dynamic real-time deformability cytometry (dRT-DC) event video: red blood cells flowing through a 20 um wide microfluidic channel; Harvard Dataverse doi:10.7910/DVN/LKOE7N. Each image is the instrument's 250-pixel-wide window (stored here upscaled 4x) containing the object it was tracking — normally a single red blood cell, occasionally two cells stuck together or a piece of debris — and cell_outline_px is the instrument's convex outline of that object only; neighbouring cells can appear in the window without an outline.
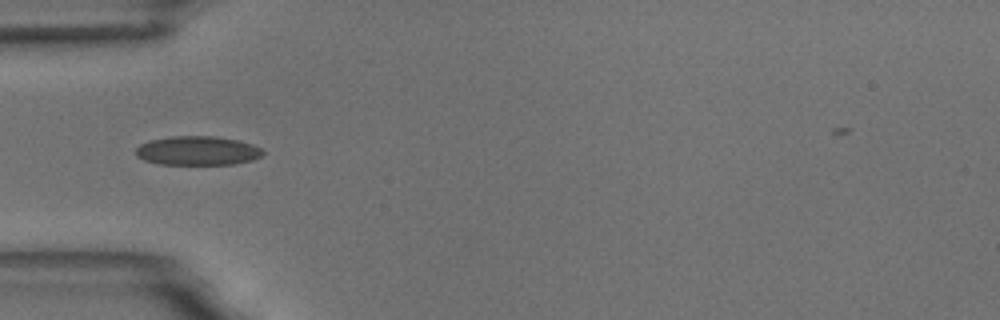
{"species": "common noctule bat (a hibernating species)", "species_latin": "Nyctalus noctula", "temperature_condition": "room temperature", "stored_images_in_passage": 41, "camera_frame_rate_fps": 3000, "um_per_image_px": 0.085, "animal": {"sex": "male", "body_mass_g": 18.8}, "frame": {"image": 1, "passage_image": 1, "time_ms": 0.0, "image_size_px": [1000, 320], "cell_outline_px": [[264, 152], [260, 156], [252, 160], [232, 164], [160, 164], [144, 160], [136, 156], [136, 148], [140, 144], [148, 140], [172, 136], [216, 136], [236, 140], [252, 144], [260, 148]], "centroid_in_image_um": [16.75, 12.8], "position_along_channel_um": 68.2, "area_um2": 21.44}}
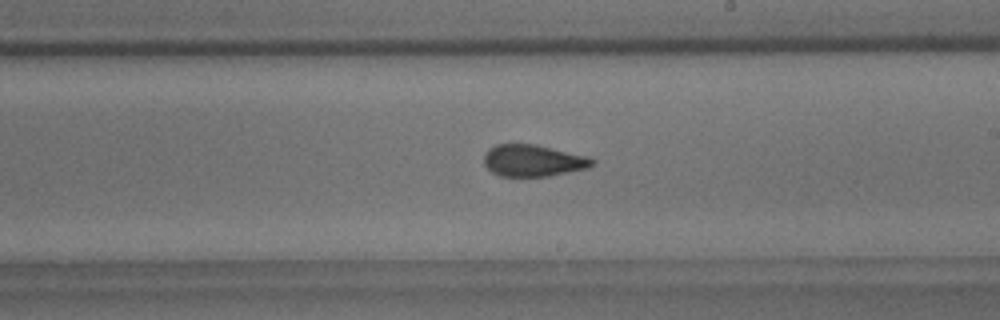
{"frame": {"image": 2, "passage_image": 16, "time_ms": 5.0, "image_size_px": [1000, 320], "cell_outline_px": [[596, 164], [588, 168], [548, 176], [500, 176], [492, 172], [484, 164], [484, 152], [488, 148], [496, 144], [536, 144], [588, 156], [596, 160]], "centroid_in_image_um": [45.32, 13.64], "position_along_channel_um": 243.7, "area_um2": 20.23}}
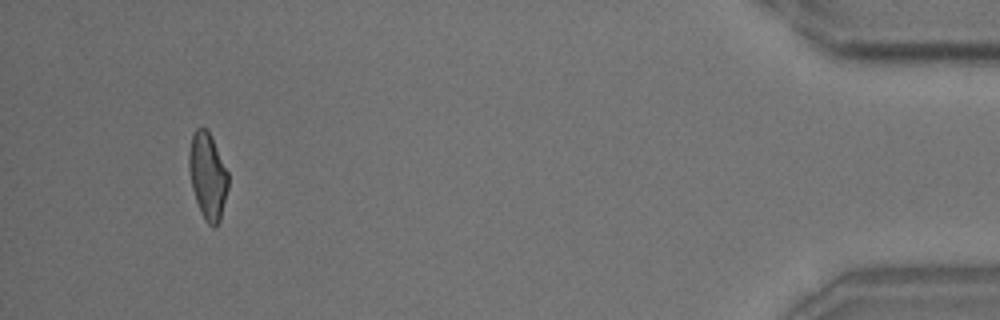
{"frame": {"image": 3, "passage_image": 37, "time_ms": 12.0, "image_size_px": [1000, 320], "cell_outline_px": [[228, 188], [220, 220], [216, 228], [212, 228], [204, 220], [200, 212], [192, 188], [188, 168], [188, 152], [192, 132], [196, 128], [208, 128], [228, 172]], "centroid_in_image_um": [17.64, 14.95], "position_along_channel_um": 417.6, "area_um2": 20.11}}